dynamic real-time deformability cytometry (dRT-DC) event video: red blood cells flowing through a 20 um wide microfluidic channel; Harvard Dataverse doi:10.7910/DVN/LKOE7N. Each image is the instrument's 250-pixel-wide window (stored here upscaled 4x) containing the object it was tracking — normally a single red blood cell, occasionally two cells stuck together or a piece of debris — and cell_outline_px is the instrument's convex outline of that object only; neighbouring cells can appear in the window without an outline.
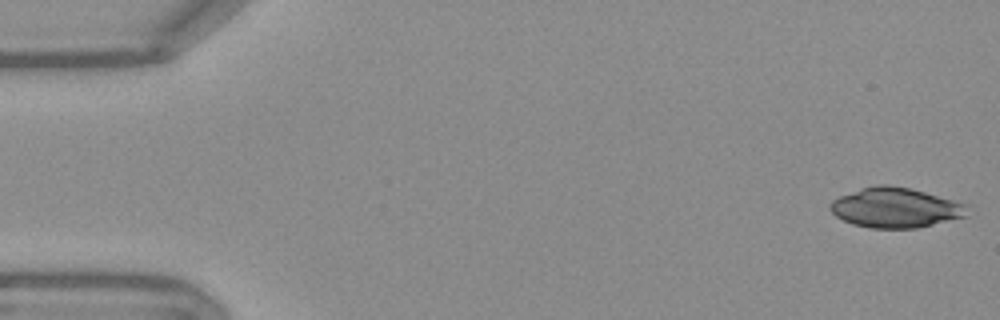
{"species": "Egyptian fruit bat (a non-hibernating species)", "species_latin": "Rousettus aegyptiacus", "temperature_condition": "warm", "stored_images_in_passage": 52, "camera_frame_rate_fps": 3000, "um_per_image_px": 0.085, "frame": {"image": 1, "passage_image": 1, "time_ms": 0.0, "image_size_px": [1000, 320], "cell_outline_px": [[968, 216], [916, 228], [868, 228], [852, 224], [836, 216], [828, 208], [828, 204], [832, 200], [840, 196], [860, 188], [876, 184], [888, 184], [912, 188], [968, 204]], "centroid_in_image_um": [76.11, 17.64], "position_along_channel_um": 8.9, "area_um2": 32.25}}
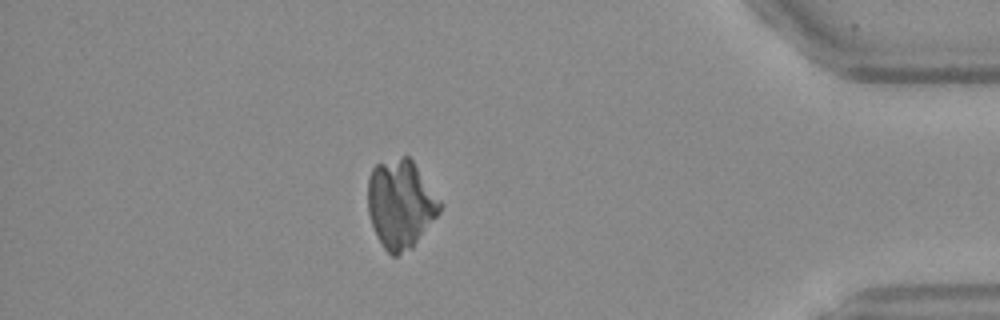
{"frame": {"image": 2, "passage_image": 46, "time_ms": 15.0, "image_size_px": [1000, 320], "cell_outline_px": [[444, 204], [440, 212], [412, 248], [396, 256], [392, 256], [384, 248], [376, 236], [368, 212], [368, 176], [372, 168], [376, 164], [404, 156], [408, 156], [412, 160]], "centroid_in_image_um": [34.05, 17.35], "position_along_channel_um": 401.1, "area_um2": 37.28}}